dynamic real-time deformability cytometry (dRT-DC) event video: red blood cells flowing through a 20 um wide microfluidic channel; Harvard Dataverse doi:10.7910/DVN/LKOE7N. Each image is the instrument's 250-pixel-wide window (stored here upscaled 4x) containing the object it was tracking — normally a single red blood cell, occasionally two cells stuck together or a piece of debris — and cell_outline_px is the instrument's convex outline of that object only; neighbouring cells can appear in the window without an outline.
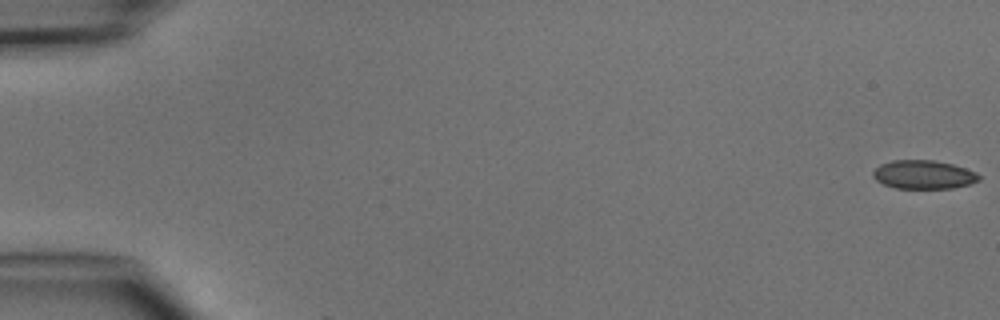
{"species": "common noctule bat (a hibernating species)", "species_latin": "Nyctalus noctula", "temperature_condition": "cold", "stored_images_in_passage": 4, "camera_frame_rate_fps": 3000, "um_per_image_px": 0.085, "animal": {"sex": "male", "body_mass_g": 15.6}, "frame": {"image": 1, "passage_image": 1, "time_ms": 0.0, "image_size_px": [1000, 320], "cell_outline_px": [[980, 180], [968, 184], [952, 188], [896, 188], [884, 184], [876, 180], [872, 176], [872, 172], [880, 164], [892, 160], [932, 160], [952, 164], [976, 172], [980, 176]], "centroid_in_image_um": [78.48, 14.84], "position_along_channel_um": 6.5, "area_um2": 17.57}}
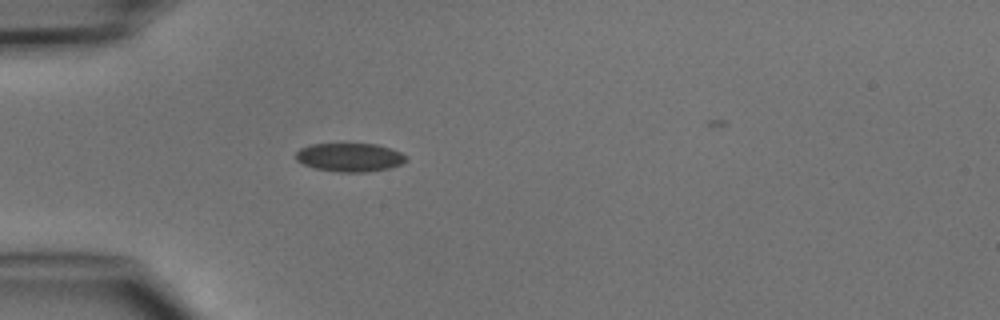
{"frame": {"image": 2, "passage_image": 4, "time_ms": 4.667, "image_size_px": [1000, 320], "cell_outline_px": [[408, 160], [400, 164], [388, 168], [364, 172], [340, 172], [312, 168], [296, 160], [296, 152], [300, 148], [312, 144], [376, 144], [400, 152], [408, 156]], "centroid_in_image_um": [29.71, 13.37], "position_along_channel_um": 55.3, "area_um2": 18.26}}